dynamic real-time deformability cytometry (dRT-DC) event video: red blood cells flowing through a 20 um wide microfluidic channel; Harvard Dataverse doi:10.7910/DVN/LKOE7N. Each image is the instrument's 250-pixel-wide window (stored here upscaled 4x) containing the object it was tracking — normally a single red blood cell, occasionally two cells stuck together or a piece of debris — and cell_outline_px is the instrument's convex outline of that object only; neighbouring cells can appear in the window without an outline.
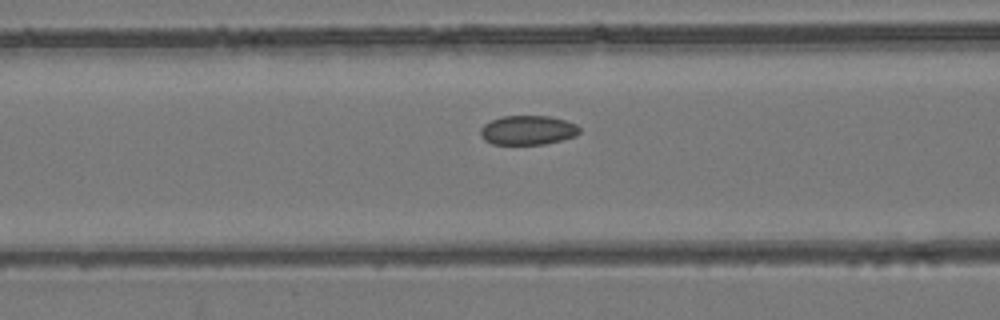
{"species": "common noctule bat (a hibernating species)", "species_latin": "Nyctalus noctula", "temperature_condition": "room temperature", "stored_images_in_passage": 39, "camera_frame_rate_fps": 3000, "um_per_image_px": 0.085, "animal": {"sex": "female", "body_mass_g": 24.6, "forearm_length_mm": 56.2}, "frame": {"image": 1, "passage_image": 7, "time_ms": 2.0, "image_size_px": [1000, 320], "cell_outline_px": [[580, 132], [576, 136], [544, 144], [492, 144], [484, 140], [480, 136], [480, 128], [484, 124], [500, 116], [548, 116], [564, 120], [576, 124], [580, 128]], "centroid_in_image_um": [44.84, 11.06], "position_along_channel_um": 121.8, "area_um2": 16.94}}
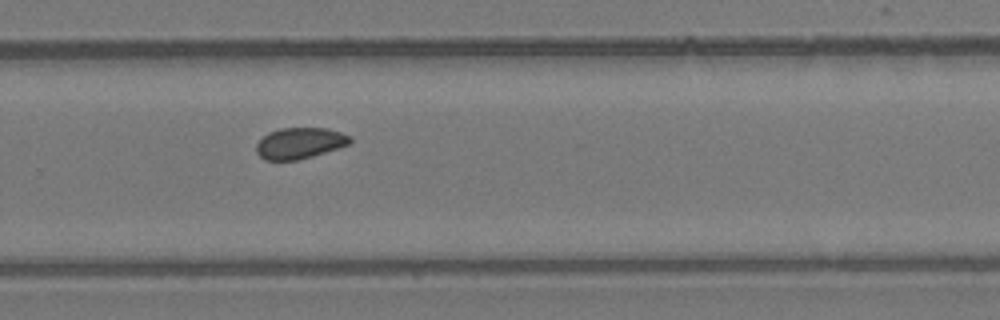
{"frame": {"image": 2, "passage_image": 21, "time_ms": 6.667, "image_size_px": [1000, 320], "cell_outline_px": [[352, 144], [312, 156], [296, 160], [264, 160], [256, 152], [256, 144], [268, 132], [280, 128], [328, 128], [352, 136]], "centroid_in_image_um": [25.51, 12.16], "position_along_channel_um": 304.3, "area_um2": 17.11}}
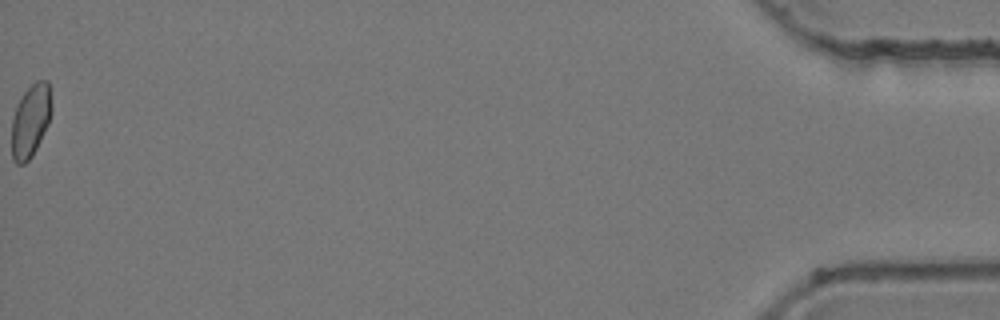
{"frame": {"image": 3, "passage_image": 39, "time_ms": 12.667, "image_size_px": [1000, 320], "cell_outline_px": [[52, 112], [48, 124], [32, 156], [24, 164], [16, 164], [12, 160], [12, 120], [16, 104], [20, 96], [36, 80], [48, 80], [52, 104]], "centroid_in_image_um": [2.6, 10.24], "position_along_channel_um": 432.6, "area_um2": 17.11}, "authors_computed_cell_mechanics": {"area_um2": 17.3978, "velocity_mm_per_s": 3.9186, "shape_relaxation_time_tau1_ms": null, "shape_relaxation_time_tau2_ms": 3.254, "deformation_change_tau1": null, "deformation_change_tau2": 0.0528}}